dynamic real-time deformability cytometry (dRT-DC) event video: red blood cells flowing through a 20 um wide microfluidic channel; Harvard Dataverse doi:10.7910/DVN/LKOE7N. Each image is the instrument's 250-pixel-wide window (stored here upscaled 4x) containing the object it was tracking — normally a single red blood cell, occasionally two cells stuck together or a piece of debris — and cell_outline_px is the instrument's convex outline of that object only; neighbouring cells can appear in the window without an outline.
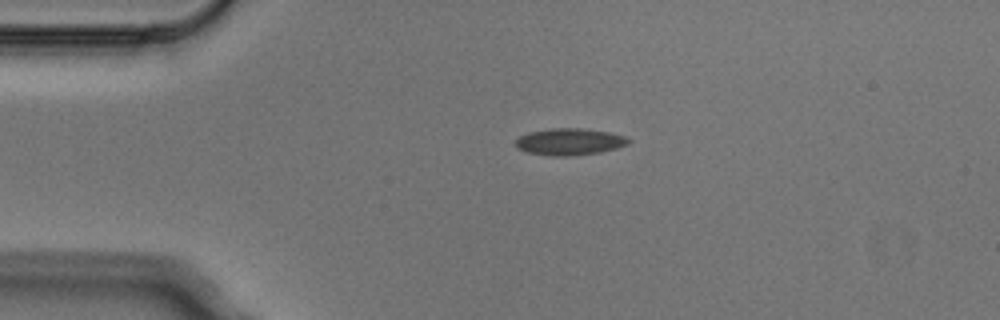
{"species": "Egyptian fruit bat (a non-hibernating species)", "species_latin": "Rousettus aegyptiacus", "temperature_condition": "cold", "stored_images_in_passage": 2, "camera_frame_rate_fps": 3000, "um_per_image_px": 0.085, "animal": {"sex": "male"}, "frame": {"image": 1, "passage_image": 1, "time_ms": 0.0, "image_size_px": [1000, 320], "cell_outline_px": [[632, 140], [628, 144], [616, 148], [600, 152], [572, 156], [552, 156], [528, 152], [516, 148], [516, 140], [520, 136], [528, 132], [552, 128], [580, 128], [608, 132], [624, 136]], "centroid_in_image_um": [48.41, 12.05], "position_along_channel_um": 36.6, "area_um2": 17.57}}